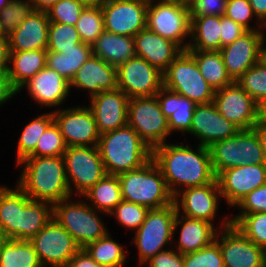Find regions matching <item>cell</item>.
I'll return each instance as SVG.
<instances>
[{
  "mask_svg": "<svg viewBox=\"0 0 266 267\" xmlns=\"http://www.w3.org/2000/svg\"><path fill=\"white\" fill-rule=\"evenodd\" d=\"M152 160L173 196L185 188L203 186L216 179L206 146L173 140L154 148Z\"/></svg>",
  "mask_w": 266,
  "mask_h": 267,
  "instance_id": "6da1fadb",
  "label": "cell"
},
{
  "mask_svg": "<svg viewBox=\"0 0 266 267\" xmlns=\"http://www.w3.org/2000/svg\"><path fill=\"white\" fill-rule=\"evenodd\" d=\"M15 184L32 200L49 202L52 205L71 195L66 178L63 156H28L14 168Z\"/></svg>",
  "mask_w": 266,
  "mask_h": 267,
  "instance_id": "7a4b0ae2",
  "label": "cell"
},
{
  "mask_svg": "<svg viewBox=\"0 0 266 267\" xmlns=\"http://www.w3.org/2000/svg\"><path fill=\"white\" fill-rule=\"evenodd\" d=\"M97 147L107 175L139 169L152 159V150L128 124L101 134Z\"/></svg>",
  "mask_w": 266,
  "mask_h": 267,
  "instance_id": "3957f363",
  "label": "cell"
},
{
  "mask_svg": "<svg viewBox=\"0 0 266 267\" xmlns=\"http://www.w3.org/2000/svg\"><path fill=\"white\" fill-rule=\"evenodd\" d=\"M53 218L81 249L110 231L106 222L109 215L95 210L83 196H70L53 204Z\"/></svg>",
  "mask_w": 266,
  "mask_h": 267,
  "instance_id": "277c9868",
  "label": "cell"
},
{
  "mask_svg": "<svg viewBox=\"0 0 266 267\" xmlns=\"http://www.w3.org/2000/svg\"><path fill=\"white\" fill-rule=\"evenodd\" d=\"M176 215L174 203L159 209H149L141 226L131 236L128 235L131 239L129 247L133 246L132 252L131 248L129 251L132 254L130 258L137 260V267H141L158 252L172 247Z\"/></svg>",
  "mask_w": 266,
  "mask_h": 267,
  "instance_id": "5b68a950",
  "label": "cell"
},
{
  "mask_svg": "<svg viewBox=\"0 0 266 267\" xmlns=\"http://www.w3.org/2000/svg\"><path fill=\"white\" fill-rule=\"evenodd\" d=\"M122 200L159 209L174 203L165 178L151 159L139 169L118 175Z\"/></svg>",
  "mask_w": 266,
  "mask_h": 267,
  "instance_id": "8992f818",
  "label": "cell"
},
{
  "mask_svg": "<svg viewBox=\"0 0 266 267\" xmlns=\"http://www.w3.org/2000/svg\"><path fill=\"white\" fill-rule=\"evenodd\" d=\"M174 204L179 215L207 221L218 230L231 224L230 211L226 213L220 211L222 205L225 204L217 179L203 186L189 187L179 191L174 196Z\"/></svg>",
  "mask_w": 266,
  "mask_h": 267,
  "instance_id": "52a82bcc",
  "label": "cell"
},
{
  "mask_svg": "<svg viewBox=\"0 0 266 267\" xmlns=\"http://www.w3.org/2000/svg\"><path fill=\"white\" fill-rule=\"evenodd\" d=\"M127 124L151 150L176 140L171 138L168 118L162 113L156 95L129 98Z\"/></svg>",
  "mask_w": 266,
  "mask_h": 267,
  "instance_id": "ba28073f",
  "label": "cell"
},
{
  "mask_svg": "<svg viewBox=\"0 0 266 267\" xmlns=\"http://www.w3.org/2000/svg\"><path fill=\"white\" fill-rule=\"evenodd\" d=\"M146 28L187 50L191 37V19L187 5L166 0H149Z\"/></svg>",
  "mask_w": 266,
  "mask_h": 267,
  "instance_id": "9c48e42d",
  "label": "cell"
},
{
  "mask_svg": "<svg viewBox=\"0 0 266 267\" xmlns=\"http://www.w3.org/2000/svg\"><path fill=\"white\" fill-rule=\"evenodd\" d=\"M163 86L195 104L213 102L215 90L201 75L195 59L182 51L163 73Z\"/></svg>",
  "mask_w": 266,
  "mask_h": 267,
  "instance_id": "30bf717a",
  "label": "cell"
},
{
  "mask_svg": "<svg viewBox=\"0 0 266 267\" xmlns=\"http://www.w3.org/2000/svg\"><path fill=\"white\" fill-rule=\"evenodd\" d=\"M63 159L72 196H83L107 175L97 146L67 147Z\"/></svg>",
  "mask_w": 266,
  "mask_h": 267,
  "instance_id": "8fae6325",
  "label": "cell"
},
{
  "mask_svg": "<svg viewBox=\"0 0 266 267\" xmlns=\"http://www.w3.org/2000/svg\"><path fill=\"white\" fill-rule=\"evenodd\" d=\"M23 93H25L26 97H24ZM18 95L31 101L30 106L29 104L25 105H28V109L34 108L33 111H46L48 109V111L53 112L68 106L67 102L72 98L70 82L47 66L17 91V99Z\"/></svg>",
  "mask_w": 266,
  "mask_h": 267,
  "instance_id": "7c38bea8",
  "label": "cell"
},
{
  "mask_svg": "<svg viewBox=\"0 0 266 267\" xmlns=\"http://www.w3.org/2000/svg\"><path fill=\"white\" fill-rule=\"evenodd\" d=\"M70 102L69 106L53 111L54 121L66 145L97 146L100 134L91 109L85 102L76 103L75 100Z\"/></svg>",
  "mask_w": 266,
  "mask_h": 267,
  "instance_id": "4fadbf2b",
  "label": "cell"
},
{
  "mask_svg": "<svg viewBox=\"0 0 266 267\" xmlns=\"http://www.w3.org/2000/svg\"><path fill=\"white\" fill-rule=\"evenodd\" d=\"M29 241L43 267H67L69 260L81 249L53 217Z\"/></svg>",
  "mask_w": 266,
  "mask_h": 267,
  "instance_id": "5bb4252c",
  "label": "cell"
},
{
  "mask_svg": "<svg viewBox=\"0 0 266 267\" xmlns=\"http://www.w3.org/2000/svg\"><path fill=\"white\" fill-rule=\"evenodd\" d=\"M216 179L225 207L232 211L248 193L266 183V164L225 169Z\"/></svg>",
  "mask_w": 266,
  "mask_h": 267,
  "instance_id": "9a60e30c",
  "label": "cell"
},
{
  "mask_svg": "<svg viewBox=\"0 0 266 267\" xmlns=\"http://www.w3.org/2000/svg\"><path fill=\"white\" fill-rule=\"evenodd\" d=\"M117 87L129 98L155 96L163 87V73L135 56L117 67Z\"/></svg>",
  "mask_w": 266,
  "mask_h": 267,
  "instance_id": "2e32d148",
  "label": "cell"
},
{
  "mask_svg": "<svg viewBox=\"0 0 266 267\" xmlns=\"http://www.w3.org/2000/svg\"><path fill=\"white\" fill-rule=\"evenodd\" d=\"M219 113L240 130H250L260 118L259 104L234 81L216 90L214 100Z\"/></svg>",
  "mask_w": 266,
  "mask_h": 267,
  "instance_id": "e0dca14e",
  "label": "cell"
},
{
  "mask_svg": "<svg viewBox=\"0 0 266 267\" xmlns=\"http://www.w3.org/2000/svg\"><path fill=\"white\" fill-rule=\"evenodd\" d=\"M239 130L219 113L214 102L196 104L188 137L183 141L210 147L214 142L234 136Z\"/></svg>",
  "mask_w": 266,
  "mask_h": 267,
  "instance_id": "ac0fdd59",
  "label": "cell"
},
{
  "mask_svg": "<svg viewBox=\"0 0 266 267\" xmlns=\"http://www.w3.org/2000/svg\"><path fill=\"white\" fill-rule=\"evenodd\" d=\"M148 2L149 0H106L101 5L104 30L134 37L146 28Z\"/></svg>",
  "mask_w": 266,
  "mask_h": 267,
  "instance_id": "d6986e66",
  "label": "cell"
},
{
  "mask_svg": "<svg viewBox=\"0 0 266 267\" xmlns=\"http://www.w3.org/2000/svg\"><path fill=\"white\" fill-rule=\"evenodd\" d=\"M117 88V67L110 65L93 54L78 69L70 82L71 94L73 93L72 96H75L72 101L77 98V94L83 96H78L79 99L84 98V100L78 99V102L87 101L102 91H111Z\"/></svg>",
  "mask_w": 266,
  "mask_h": 267,
  "instance_id": "ffe728a7",
  "label": "cell"
},
{
  "mask_svg": "<svg viewBox=\"0 0 266 267\" xmlns=\"http://www.w3.org/2000/svg\"><path fill=\"white\" fill-rule=\"evenodd\" d=\"M215 241L220 246L224 267H263L261 247L233 224L218 230Z\"/></svg>",
  "mask_w": 266,
  "mask_h": 267,
  "instance_id": "44dd1931",
  "label": "cell"
},
{
  "mask_svg": "<svg viewBox=\"0 0 266 267\" xmlns=\"http://www.w3.org/2000/svg\"><path fill=\"white\" fill-rule=\"evenodd\" d=\"M264 30L247 31L220 49L228 75L238 80L246 70L262 60Z\"/></svg>",
  "mask_w": 266,
  "mask_h": 267,
  "instance_id": "7402d4cb",
  "label": "cell"
},
{
  "mask_svg": "<svg viewBox=\"0 0 266 267\" xmlns=\"http://www.w3.org/2000/svg\"><path fill=\"white\" fill-rule=\"evenodd\" d=\"M128 101L129 97L118 88L102 91L85 101L94 115L100 135L127 125Z\"/></svg>",
  "mask_w": 266,
  "mask_h": 267,
  "instance_id": "603a6c76",
  "label": "cell"
},
{
  "mask_svg": "<svg viewBox=\"0 0 266 267\" xmlns=\"http://www.w3.org/2000/svg\"><path fill=\"white\" fill-rule=\"evenodd\" d=\"M217 232L218 229L212 223L177 213L172 247L183 255L195 252L210 245L215 240Z\"/></svg>",
  "mask_w": 266,
  "mask_h": 267,
  "instance_id": "cb8c5ba5",
  "label": "cell"
},
{
  "mask_svg": "<svg viewBox=\"0 0 266 267\" xmlns=\"http://www.w3.org/2000/svg\"><path fill=\"white\" fill-rule=\"evenodd\" d=\"M156 97L162 113L168 118L171 137L175 136L176 140L177 138L180 140L181 137L183 140L189 134L196 104L164 86L156 94Z\"/></svg>",
  "mask_w": 266,
  "mask_h": 267,
  "instance_id": "d4e9b609",
  "label": "cell"
},
{
  "mask_svg": "<svg viewBox=\"0 0 266 267\" xmlns=\"http://www.w3.org/2000/svg\"><path fill=\"white\" fill-rule=\"evenodd\" d=\"M136 56L164 73L173 60L183 51L175 42L144 28L134 36Z\"/></svg>",
  "mask_w": 266,
  "mask_h": 267,
  "instance_id": "484cf974",
  "label": "cell"
},
{
  "mask_svg": "<svg viewBox=\"0 0 266 267\" xmlns=\"http://www.w3.org/2000/svg\"><path fill=\"white\" fill-rule=\"evenodd\" d=\"M49 23L47 12L34 11L8 37L10 51L46 49Z\"/></svg>",
  "mask_w": 266,
  "mask_h": 267,
  "instance_id": "4316f807",
  "label": "cell"
},
{
  "mask_svg": "<svg viewBox=\"0 0 266 267\" xmlns=\"http://www.w3.org/2000/svg\"><path fill=\"white\" fill-rule=\"evenodd\" d=\"M46 56V49L10 51L7 73L16 92L46 66Z\"/></svg>",
  "mask_w": 266,
  "mask_h": 267,
  "instance_id": "83f0119b",
  "label": "cell"
},
{
  "mask_svg": "<svg viewBox=\"0 0 266 267\" xmlns=\"http://www.w3.org/2000/svg\"><path fill=\"white\" fill-rule=\"evenodd\" d=\"M91 47L93 55L115 67L136 56L134 37L122 36L106 30Z\"/></svg>",
  "mask_w": 266,
  "mask_h": 267,
  "instance_id": "f1b7e54d",
  "label": "cell"
},
{
  "mask_svg": "<svg viewBox=\"0 0 266 267\" xmlns=\"http://www.w3.org/2000/svg\"><path fill=\"white\" fill-rule=\"evenodd\" d=\"M29 200L15 183H0V224L8 239L18 240L20 210Z\"/></svg>",
  "mask_w": 266,
  "mask_h": 267,
  "instance_id": "f546056e",
  "label": "cell"
},
{
  "mask_svg": "<svg viewBox=\"0 0 266 267\" xmlns=\"http://www.w3.org/2000/svg\"><path fill=\"white\" fill-rule=\"evenodd\" d=\"M111 231L110 229L105 236L88 244L84 250L103 267H129V243H120L115 232Z\"/></svg>",
  "mask_w": 266,
  "mask_h": 267,
  "instance_id": "4dcf8cb0",
  "label": "cell"
},
{
  "mask_svg": "<svg viewBox=\"0 0 266 267\" xmlns=\"http://www.w3.org/2000/svg\"><path fill=\"white\" fill-rule=\"evenodd\" d=\"M37 114L32 115L29 120L24 122L28 123H21L23 127L19 128L20 132H17V137L15 139L16 146L14 145V155H15V165L23 160L24 158L28 157L36 147V144L39 138L42 136L46 128L54 121L53 112L52 111H42L37 110L35 113Z\"/></svg>",
  "mask_w": 266,
  "mask_h": 267,
  "instance_id": "1f68e13d",
  "label": "cell"
},
{
  "mask_svg": "<svg viewBox=\"0 0 266 267\" xmlns=\"http://www.w3.org/2000/svg\"><path fill=\"white\" fill-rule=\"evenodd\" d=\"M221 16L191 19V37L187 50L220 51Z\"/></svg>",
  "mask_w": 266,
  "mask_h": 267,
  "instance_id": "d6a6232c",
  "label": "cell"
},
{
  "mask_svg": "<svg viewBox=\"0 0 266 267\" xmlns=\"http://www.w3.org/2000/svg\"><path fill=\"white\" fill-rule=\"evenodd\" d=\"M91 55V45L82 42L63 52L47 51L46 66L71 82L78 69Z\"/></svg>",
  "mask_w": 266,
  "mask_h": 267,
  "instance_id": "836d02e7",
  "label": "cell"
},
{
  "mask_svg": "<svg viewBox=\"0 0 266 267\" xmlns=\"http://www.w3.org/2000/svg\"><path fill=\"white\" fill-rule=\"evenodd\" d=\"M186 51L195 59L201 75L215 91L234 82L227 73L220 51Z\"/></svg>",
  "mask_w": 266,
  "mask_h": 267,
  "instance_id": "e575fe53",
  "label": "cell"
},
{
  "mask_svg": "<svg viewBox=\"0 0 266 267\" xmlns=\"http://www.w3.org/2000/svg\"><path fill=\"white\" fill-rule=\"evenodd\" d=\"M53 217V205L30 199L20 210L18 240L32 239Z\"/></svg>",
  "mask_w": 266,
  "mask_h": 267,
  "instance_id": "d590c367",
  "label": "cell"
},
{
  "mask_svg": "<svg viewBox=\"0 0 266 267\" xmlns=\"http://www.w3.org/2000/svg\"><path fill=\"white\" fill-rule=\"evenodd\" d=\"M83 197L95 210L109 215L122 201L118 176L106 175L88 190Z\"/></svg>",
  "mask_w": 266,
  "mask_h": 267,
  "instance_id": "8d00e7d4",
  "label": "cell"
},
{
  "mask_svg": "<svg viewBox=\"0 0 266 267\" xmlns=\"http://www.w3.org/2000/svg\"><path fill=\"white\" fill-rule=\"evenodd\" d=\"M0 267H43L30 241L7 239L0 246Z\"/></svg>",
  "mask_w": 266,
  "mask_h": 267,
  "instance_id": "74e56055",
  "label": "cell"
},
{
  "mask_svg": "<svg viewBox=\"0 0 266 267\" xmlns=\"http://www.w3.org/2000/svg\"><path fill=\"white\" fill-rule=\"evenodd\" d=\"M209 150L215 176L225 169L241 166V130L232 137L214 142Z\"/></svg>",
  "mask_w": 266,
  "mask_h": 267,
  "instance_id": "f35d334b",
  "label": "cell"
},
{
  "mask_svg": "<svg viewBox=\"0 0 266 267\" xmlns=\"http://www.w3.org/2000/svg\"><path fill=\"white\" fill-rule=\"evenodd\" d=\"M148 211L146 206L122 200L109 214V219L117 224L115 230H126V234L132 235L144 222Z\"/></svg>",
  "mask_w": 266,
  "mask_h": 267,
  "instance_id": "ab89813d",
  "label": "cell"
},
{
  "mask_svg": "<svg viewBox=\"0 0 266 267\" xmlns=\"http://www.w3.org/2000/svg\"><path fill=\"white\" fill-rule=\"evenodd\" d=\"M231 224L256 245L262 247L266 244V212L252 214L231 213Z\"/></svg>",
  "mask_w": 266,
  "mask_h": 267,
  "instance_id": "60d3db41",
  "label": "cell"
},
{
  "mask_svg": "<svg viewBox=\"0 0 266 267\" xmlns=\"http://www.w3.org/2000/svg\"><path fill=\"white\" fill-rule=\"evenodd\" d=\"M75 28L83 43L92 45L104 31V16L101 6H86Z\"/></svg>",
  "mask_w": 266,
  "mask_h": 267,
  "instance_id": "b9f144b4",
  "label": "cell"
},
{
  "mask_svg": "<svg viewBox=\"0 0 266 267\" xmlns=\"http://www.w3.org/2000/svg\"><path fill=\"white\" fill-rule=\"evenodd\" d=\"M34 11L31 0H12L0 11V35L9 37Z\"/></svg>",
  "mask_w": 266,
  "mask_h": 267,
  "instance_id": "7bdbcfd3",
  "label": "cell"
},
{
  "mask_svg": "<svg viewBox=\"0 0 266 267\" xmlns=\"http://www.w3.org/2000/svg\"><path fill=\"white\" fill-rule=\"evenodd\" d=\"M236 82L260 105L266 98V63L259 61Z\"/></svg>",
  "mask_w": 266,
  "mask_h": 267,
  "instance_id": "ee69618b",
  "label": "cell"
},
{
  "mask_svg": "<svg viewBox=\"0 0 266 267\" xmlns=\"http://www.w3.org/2000/svg\"><path fill=\"white\" fill-rule=\"evenodd\" d=\"M79 43L82 41L75 26L57 22L49 23L47 51L63 52L74 48V45Z\"/></svg>",
  "mask_w": 266,
  "mask_h": 267,
  "instance_id": "f6af8a7d",
  "label": "cell"
},
{
  "mask_svg": "<svg viewBox=\"0 0 266 267\" xmlns=\"http://www.w3.org/2000/svg\"><path fill=\"white\" fill-rule=\"evenodd\" d=\"M67 147L58 125L53 121L39 138L35 150L29 156H63Z\"/></svg>",
  "mask_w": 266,
  "mask_h": 267,
  "instance_id": "bcb514c9",
  "label": "cell"
},
{
  "mask_svg": "<svg viewBox=\"0 0 266 267\" xmlns=\"http://www.w3.org/2000/svg\"><path fill=\"white\" fill-rule=\"evenodd\" d=\"M225 16L242 25L248 31L264 30L248 0H227Z\"/></svg>",
  "mask_w": 266,
  "mask_h": 267,
  "instance_id": "7dc6e473",
  "label": "cell"
},
{
  "mask_svg": "<svg viewBox=\"0 0 266 267\" xmlns=\"http://www.w3.org/2000/svg\"><path fill=\"white\" fill-rule=\"evenodd\" d=\"M183 267H224L219 244L214 240L200 250L184 254Z\"/></svg>",
  "mask_w": 266,
  "mask_h": 267,
  "instance_id": "c3c4849f",
  "label": "cell"
},
{
  "mask_svg": "<svg viewBox=\"0 0 266 267\" xmlns=\"http://www.w3.org/2000/svg\"><path fill=\"white\" fill-rule=\"evenodd\" d=\"M86 6L80 0H60L47 11L49 21L75 26Z\"/></svg>",
  "mask_w": 266,
  "mask_h": 267,
  "instance_id": "681fc988",
  "label": "cell"
},
{
  "mask_svg": "<svg viewBox=\"0 0 266 267\" xmlns=\"http://www.w3.org/2000/svg\"><path fill=\"white\" fill-rule=\"evenodd\" d=\"M242 165L266 164L263 148L253 129L241 130Z\"/></svg>",
  "mask_w": 266,
  "mask_h": 267,
  "instance_id": "f907efd6",
  "label": "cell"
},
{
  "mask_svg": "<svg viewBox=\"0 0 266 267\" xmlns=\"http://www.w3.org/2000/svg\"><path fill=\"white\" fill-rule=\"evenodd\" d=\"M230 212L233 214L266 212V183L248 193Z\"/></svg>",
  "mask_w": 266,
  "mask_h": 267,
  "instance_id": "816d5d0a",
  "label": "cell"
},
{
  "mask_svg": "<svg viewBox=\"0 0 266 267\" xmlns=\"http://www.w3.org/2000/svg\"><path fill=\"white\" fill-rule=\"evenodd\" d=\"M227 0H192L188 5L190 19L198 16H223Z\"/></svg>",
  "mask_w": 266,
  "mask_h": 267,
  "instance_id": "f5cc1de1",
  "label": "cell"
},
{
  "mask_svg": "<svg viewBox=\"0 0 266 267\" xmlns=\"http://www.w3.org/2000/svg\"><path fill=\"white\" fill-rule=\"evenodd\" d=\"M141 267H183V254L171 247L158 252Z\"/></svg>",
  "mask_w": 266,
  "mask_h": 267,
  "instance_id": "db71d44e",
  "label": "cell"
},
{
  "mask_svg": "<svg viewBox=\"0 0 266 267\" xmlns=\"http://www.w3.org/2000/svg\"><path fill=\"white\" fill-rule=\"evenodd\" d=\"M247 31L239 23H236L225 15L221 16V48L233 43Z\"/></svg>",
  "mask_w": 266,
  "mask_h": 267,
  "instance_id": "11a10c76",
  "label": "cell"
},
{
  "mask_svg": "<svg viewBox=\"0 0 266 267\" xmlns=\"http://www.w3.org/2000/svg\"><path fill=\"white\" fill-rule=\"evenodd\" d=\"M16 97L17 92L10 85L7 71H0V111L8 104L11 106L12 100H16Z\"/></svg>",
  "mask_w": 266,
  "mask_h": 267,
  "instance_id": "9f6ffc18",
  "label": "cell"
},
{
  "mask_svg": "<svg viewBox=\"0 0 266 267\" xmlns=\"http://www.w3.org/2000/svg\"><path fill=\"white\" fill-rule=\"evenodd\" d=\"M67 267H103L93 260L90 255L80 249L70 260Z\"/></svg>",
  "mask_w": 266,
  "mask_h": 267,
  "instance_id": "6f0895ef",
  "label": "cell"
},
{
  "mask_svg": "<svg viewBox=\"0 0 266 267\" xmlns=\"http://www.w3.org/2000/svg\"><path fill=\"white\" fill-rule=\"evenodd\" d=\"M10 58L8 37L0 35V71H7Z\"/></svg>",
  "mask_w": 266,
  "mask_h": 267,
  "instance_id": "680465c9",
  "label": "cell"
},
{
  "mask_svg": "<svg viewBox=\"0 0 266 267\" xmlns=\"http://www.w3.org/2000/svg\"><path fill=\"white\" fill-rule=\"evenodd\" d=\"M252 129L260 140L266 160V118L260 117Z\"/></svg>",
  "mask_w": 266,
  "mask_h": 267,
  "instance_id": "91938a15",
  "label": "cell"
},
{
  "mask_svg": "<svg viewBox=\"0 0 266 267\" xmlns=\"http://www.w3.org/2000/svg\"><path fill=\"white\" fill-rule=\"evenodd\" d=\"M257 19L266 24V0H248Z\"/></svg>",
  "mask_w": 266,
  "mask_h": 267,
  "instance_id": "94428289",
  "label": "cell"
},
{
  "mask_svg": "<svg viewBox=\"0 0 266 267\" xmlns=\"http://www.w3.org/2000/svg\"><path fill=\"white\" fill-rule=\"evenodd\" d=\"M60 0H31L35 11L47 12L56 2Z\"/></svg>",
  "mask_w": 266,
  "mask_h": 267,
  "instance_id": "6125c7cd",
  "label": "cell"
},
{
  "mask_svg": "<svg viewBox=\"0 0 266 267\" xmlns=\"http://www.w3.org/2000/svg\"><path fill=\"white\" fill-rule=\"evenodd\" d=\"M87 6H101L106 0H80Z\"/></svg>",
  "mask_w": 266,
  "mask_h": 267,
  "instance_id": "be15d7a7",
  "label": "cell"
},
{
  "mask_svg": "<svg viewBox=\"0 0 266 267\" xmlns=\"http://www.w3.org/2000/svg\"><path fill=\"white\" fill-rule=\"evenodd\" d=\"M259 113H260V117L266 118V98L259 105Z\"/></svg>",
  "mask_w": 266,
  "mask_h": 267,
  "instance_id": "e7e4bbea",
  "label": "cell"
},
{
  "mask_svg": "<svg viewBox=\"0 0 266 267\" xmlns=\"http://www.w3.org/2000/svg\"><path fill=\"white\" fill-rule=\"evenodd\" d=\"M8 238L6 237L3 227L0 224V246L7 240Z\"/></svg>",
  "mask_w": 266,
  "mask_h": 267,
  "instance_id": "03108f58",
  "label": "cell"
},
{
  "mask_svg": "<svg viewBox=\"0 0 266 267\" xmlns=\"http://www.w3.org/2000/svg\"><path fill=\"white\" fill-rule=\"evenodd\" d=\"M263 267H266V244L261 247Z\"/></svg>",
  "mask_w": 266,
  "mask_h": 267,
  "instance_id": "003e7915",
  "label": "cell"
},
{
  "mask_svg": "<svg viewBox=\"0 0 266 267\" xmlns=\"http://www.w3.org/2000/svg\"><path fill=\"white\" fill-rule=\"evenodd\" d=\"M166 1L180 3L188 6L192 0H166Z\"/></svg>",
  "mask_w": 266,
  "mask_h": 267,
  "instance_id": "a7ac6f4b",
  "label": "cell"
},
{
  "mask_svg": "<svg viewBox=\"0 0 266 267\" xmlns=\"http://www.w3.org/2000/svg\"><path fill=\"white\" fill-rule=\"evenodd\" d=\"M12 0H0V11L6 7L7 5H9V3L11 2Z\"/></svg>",
  "mask_w": 266,
  "mask_h": 267,
  "instance_id": "89a4df30",
  "label": "cell"
},
{
  "mask_svg": "<svg viewBox=\"0 0 266 267\" xmlns=\"http://www.w3.org/2000/svg\"><path fill=\"white\" fill-rule=\"evenodd\" d=\"M262 60L266 63V41L263 43Z\"/></svg>",
  "mask_w": 266,
  "mask_h": 267,
  "instance_id": "2644e50d",
  "label": "cell"
},
{
  "mask_svg": "<svg viewBox=\"0 0 266 267\" xmlns=\"http://www.w3.org/2000/svg\"><path fill=\"white\" fill-rule=\"evenodd\" d=\"M264 36H265V40L266 41V24L264 25Z\"/></svg>",
  "mask_w": 266,
  "mask_h": 267,
  "instance_id": "8c879c8a",
  "label": "cell"
}]
</instances>
